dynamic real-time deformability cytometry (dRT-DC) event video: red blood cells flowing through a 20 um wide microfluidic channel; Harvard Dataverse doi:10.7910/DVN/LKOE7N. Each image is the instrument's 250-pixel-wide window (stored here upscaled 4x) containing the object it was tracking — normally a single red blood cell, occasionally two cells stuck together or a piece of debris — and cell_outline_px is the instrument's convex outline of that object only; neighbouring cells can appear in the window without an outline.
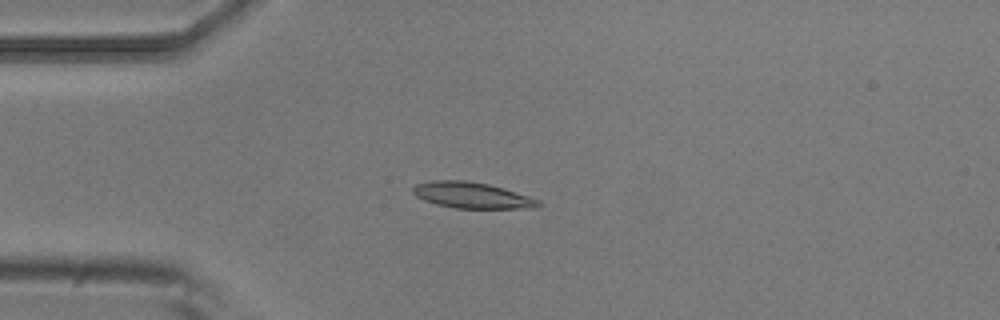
{"species": "common noctule bat (a hibernating species)", "species_latin": "Nyctalus noctula", "temperature_condition": "room temperature", "stored_images_in_passage": 7, "camera_frame_rate_fps": 3000, "um_per_image_px": 0.085, "animal": {"sex": "male", "body_mass_g": 20.5, "forearm_length_mm": 52.5}, "frame": {"image": 1, "passage_image": 4, "time_ms": 1.0, "image_size_px": [1000, 320], "cell_outline_px": [[540, 204], [532, 208], [456, 208], [436, 204], [424, 200], [416, 196], [412, 192], [412, 188], [416, 184], [432, 180], [464, 180], [488, 184], [528, 196], [540, 200]], "centroid_in_image_um": [40.06, 16.59], "position_along_channel_um": 44.9, "area_um2": 18.79}}
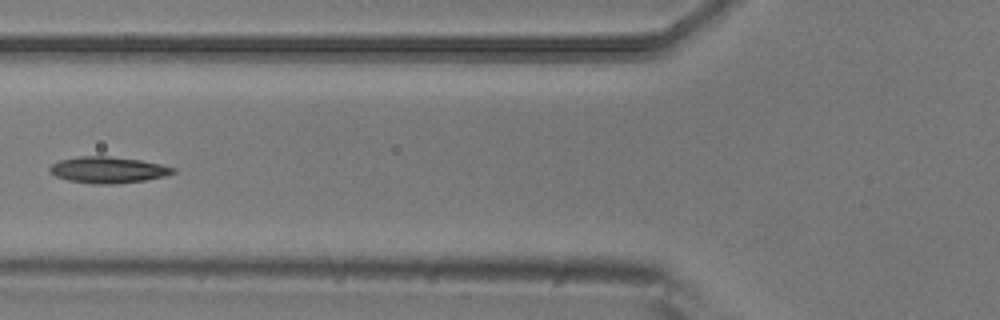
{"frame": {"image": 2, "passage_image": 6, "time_ms": 1.667, "image_size_px": [1000, 320], "cell_outline_px": [[176, 172], [164, 176], [144, 180], [116, 184], [96, 184], [68, 180], [56, 176], [48, 172], [48, 168], [52, 164], [60, 160], [80, 156], [108, 156], [140, 160], [160, 164], [176, 168]], "centroid_in_image_um": [9.17, 14.44], "position_along_channel_um": 116.6, "area_um2": 18.84}}
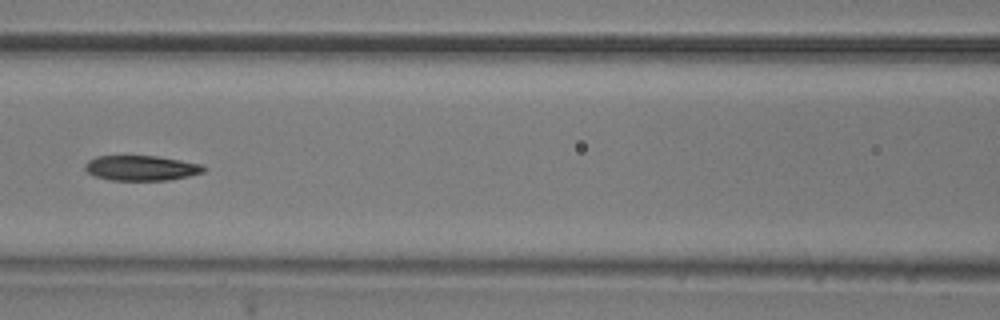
{"frame": {"image": 3, "passage_image": 7, "time_ms": 2.0, "image_size_px": [1000, 320], "cell_outline_px": [[204, 172], [188, 176], [168, 180], [108, 180], [96, 176], [88, 172], [84, 168], [84, 164], [88, 160], [96, 156], [156, 156], [180, 160], [200, 164], [204, 168]], "centroid_in_image_um": [11.96, 14.28], "position_along_channel_um": 154.6, "area_um2": 17.22}}